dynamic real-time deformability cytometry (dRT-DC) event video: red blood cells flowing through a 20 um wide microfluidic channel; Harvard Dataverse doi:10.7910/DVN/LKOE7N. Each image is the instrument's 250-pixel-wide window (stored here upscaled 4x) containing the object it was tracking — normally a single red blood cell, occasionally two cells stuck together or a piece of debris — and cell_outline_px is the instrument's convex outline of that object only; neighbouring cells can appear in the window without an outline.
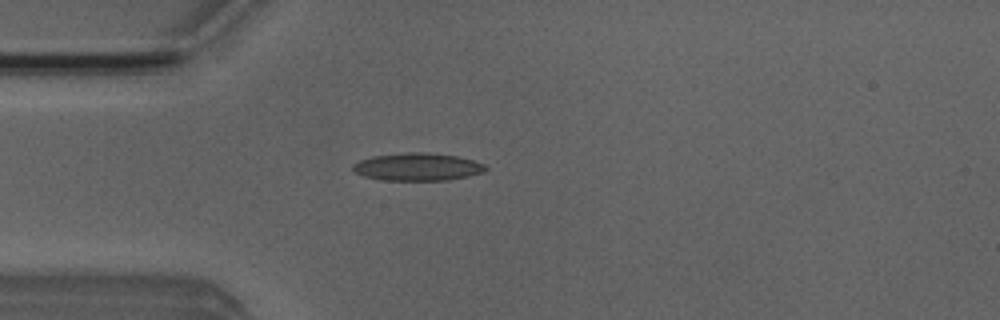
{"species": "Egyptian fruit bat (a non-hibernating species)", "species_latin": "Rousettus aegyptiacus", "temperature_condition": "room temperature", "stored_images_in_passage": 1, "camera_frame_rate_fps": 3000, "um_per_image_px": 0.085, "animal": {"sex": "male"}, "frame": {"image": 1, "passage_image": 1, "time_ms": 0.0, "image_size_px": [1000, 320], "cell_outline_px": [[488, 168], [484, 172], [468, 176], [448, 180], [380, 180], [364, 176], [356, 172], [352, 168], [352, 164], [360, 160], [372, 156], [408, 152], [424, 152], [456, 156], [472, 160], [484, 164]], "centroid_in_image_um": [35.48, 14.18], "position_along_channel_um": 49.5, "area_um2": 21.33}}